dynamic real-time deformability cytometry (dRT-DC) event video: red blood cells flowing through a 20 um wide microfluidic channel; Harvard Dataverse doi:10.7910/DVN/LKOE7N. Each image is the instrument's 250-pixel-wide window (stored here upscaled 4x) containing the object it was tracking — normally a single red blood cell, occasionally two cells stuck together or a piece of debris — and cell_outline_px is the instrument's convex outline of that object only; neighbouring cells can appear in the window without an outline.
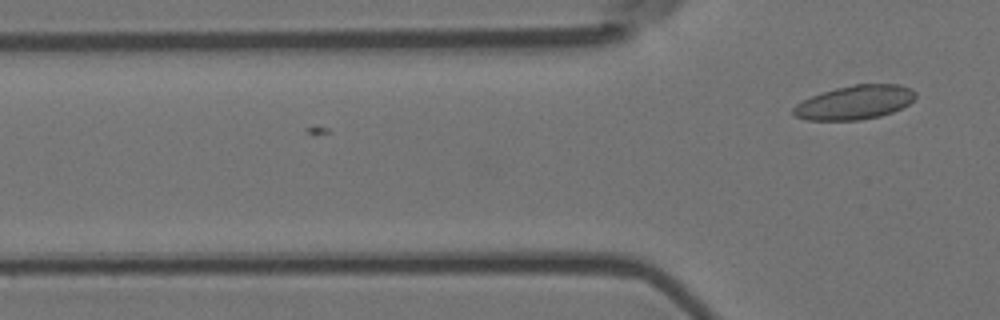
{"species": "Egyptian fruit bat (a non-hibernating species)", "species_latin": "Rousettus aegyptiacus", "temperature_condition": "room temperature", "stored_images_in_passage": 4, "camera_frame_rate_fps": 3000, "um_per_image_px": 0.085, "animal": {"sex": "female"}, "frame": {"image": 1, "passage_image": 4, "time_ms": 1.0, "image_size_px": [1000, 320], "cell_outline_px": [[916, 96], [908, 104], [892, 112], [880, 116], [860, 120], [808, 120], [796, 116], [792, 112], [792, 108], [796, 104], [812, 96], [836, 88], [856, 84], [900, 84], [912, 88], [916, 92]], "centroid_in_image_um": [72.68, 8.7], "position_along_channel_um": 53.1, "area_um2": 24.04}}